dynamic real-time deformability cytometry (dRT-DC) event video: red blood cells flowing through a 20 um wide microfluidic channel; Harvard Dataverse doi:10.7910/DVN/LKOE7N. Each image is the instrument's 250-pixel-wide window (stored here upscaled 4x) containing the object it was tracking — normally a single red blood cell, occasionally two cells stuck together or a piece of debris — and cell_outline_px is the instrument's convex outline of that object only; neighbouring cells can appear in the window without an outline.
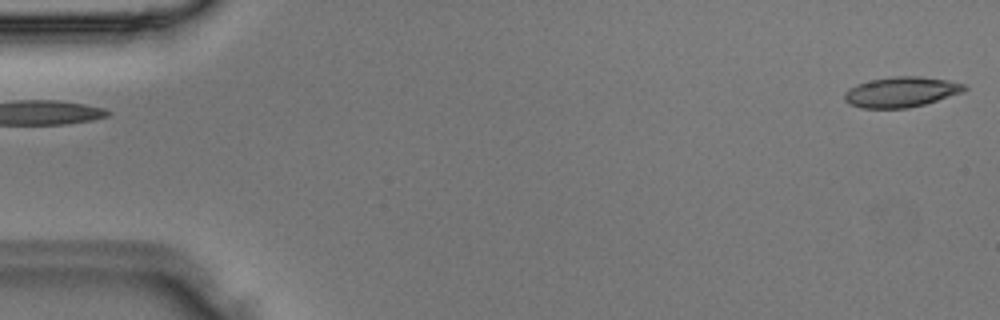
{"species": "Egyptian fruit bat (a non-hibernating species)", "species_latin": "Rousettus aegyptiacus", "temperature_condition": "room temperature", "stored_images_in_passage": 2, "camera_frame_rate_fps": 3000, "um_per_image_px": 0.085, "animal": {"sex": "male"}, "frame": {"image": 1, "passage_image": 2, "time_ms": 0.333, "image_size_px": [1000, 320], "cell_outline_px": [[968, 88], [964, 92], [924, 104], [908, 108], [860, 108], [848, 104], [844, 100], [844, 92], [848, 88], [856, 84], [872, 80], [892, 76], [920, 76], [948, 80], [964, 84]], "centroid_in_image_um": [76.58, 7.82], "position_along_channel_um": 8.4, "area_um2": 21.33}}